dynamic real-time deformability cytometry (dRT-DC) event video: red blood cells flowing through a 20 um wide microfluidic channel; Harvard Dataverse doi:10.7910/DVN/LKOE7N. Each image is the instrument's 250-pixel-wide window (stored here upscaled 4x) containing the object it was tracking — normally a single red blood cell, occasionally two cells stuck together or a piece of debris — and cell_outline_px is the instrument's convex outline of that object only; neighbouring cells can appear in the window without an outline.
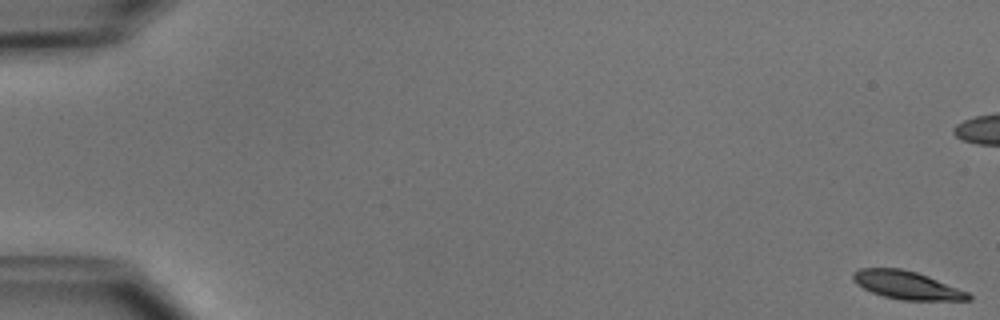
{"species": "common noctule bat (a hibernating species)", "species_latin": "Nyctalus noctula", "temperature_condition": "cold", "stored_images_in_passage": 8, "camera_frame_rate_fps": 3000, "um_per_image_px": 0.085, "animal": {"sex": "male", "body_mass_g": 15.6}, "frame": {"image": 1, "passage_image": 1, "time_ms": 0.0, "image_size_px": [1000, 320], "cell_outline_px": [[972, 300], [900, 300], [884, 296], [872, 292], [856, 284], [852, 280], [852, 272], [860, 268], [900, 268], [916, 272], [928, 276], [968, 292], [972, 296]], "centroid_in_image_um": [77.06, 24.23], "position_along_channel_um": 7.9, "area_um2": 18.84}}
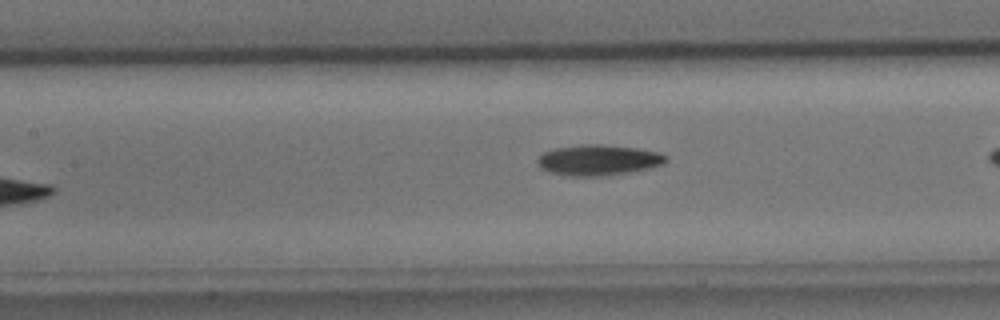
{"frame": {"image": 2, "passage_image": 8, "time_ms": 9.333, "image_size_px": [1000, 320], "cell_outline_px": [[668, 160], [664, 164], [648, 168], [608, 176], [568, 176], [548, 172], [540, 168], [536, 164], [536, 160], [544, 152], [556, 148], [580, 144], [600, 144], [636, 148], [660, 152], [668, 156]], "centroid_in_image_um": [50.85, 13.61], "position_along_channel_um": 156.5, "area_um2": 23.18}}